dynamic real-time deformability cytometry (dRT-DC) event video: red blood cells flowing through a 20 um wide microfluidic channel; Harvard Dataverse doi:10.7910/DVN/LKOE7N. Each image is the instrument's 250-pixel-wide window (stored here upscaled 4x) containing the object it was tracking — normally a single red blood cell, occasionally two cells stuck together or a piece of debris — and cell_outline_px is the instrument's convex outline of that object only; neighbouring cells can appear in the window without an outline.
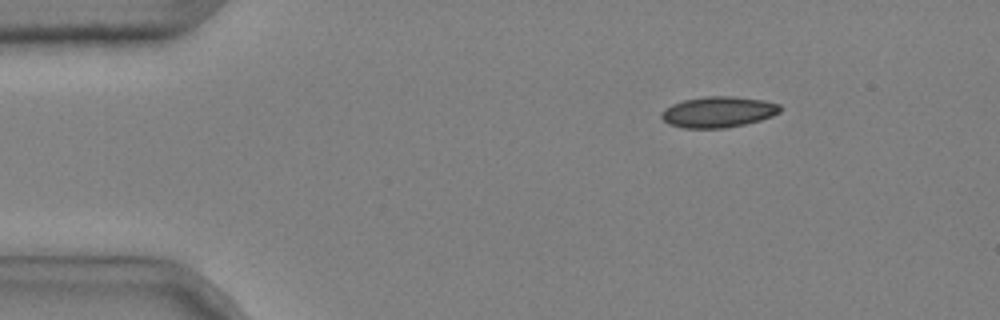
{"species": "common noctule bat (a hibernating species)", "species_latin": "Nyctalus noctula", "temperature_condition": "cold", "stored_images_in_passage": 3, "camera_frame_rate_fps": 3000, "um_per_image_px": 0.085, "animal": {"sex": "male", "body_mass_g": 20.4}, "frame": {"image": 1, "passage_image": 1, "time_ms": 0.0, "image_size_px": [1000, 320], "cell_outline_px": [[784, 108], [780, 112], [772, 116], [760, 120], [744, 124], [724, 128], [684, 128], [668, 124], [660, 116], [660, 112], [664, 108], [672, 104], [684, 100], [704, 96], [732, 96], [764, 100], [780, 104]], "centroid_in_image_um": [61.05, 9.51], "position_along_channel_um": 23.9, "area_um2": 21.56}}